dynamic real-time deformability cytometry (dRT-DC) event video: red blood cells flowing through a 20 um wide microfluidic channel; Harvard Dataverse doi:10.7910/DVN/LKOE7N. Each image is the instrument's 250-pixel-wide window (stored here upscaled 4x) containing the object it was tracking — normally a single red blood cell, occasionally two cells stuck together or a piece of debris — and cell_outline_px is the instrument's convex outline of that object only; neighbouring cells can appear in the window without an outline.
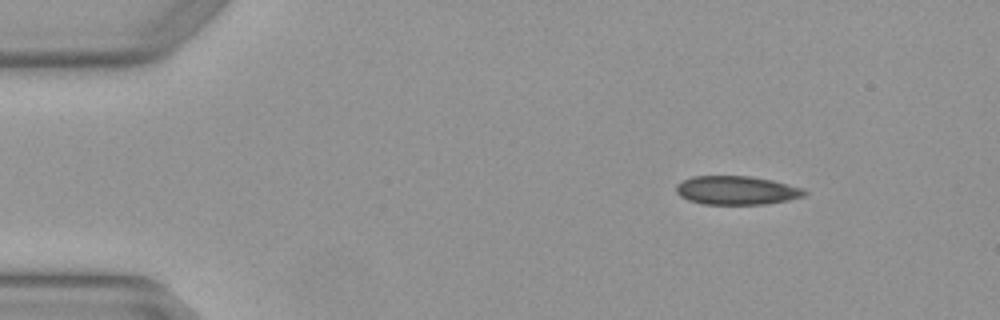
{"species": "Egyptian fruit bat (a non-hibernating species)", "species_latin": "Rousettus aegyptiacus", "temperature_condition": "warm", "stored_images_in_passage": 3, "camera_frame_rate_fps": 3000, "um_per_image_px": 0.085, "animal": {"sex": "female"}, "frame": {"image": 1, "passage_image": 1, "time_ms": 0.0, "image_size_px": [1000, 320], "cell_outline_px": [[808, 192], [804, 196], [788, 200], [764, 204], [704, 204], [688, 200], [680, 196], [676, 192], [676, 184], [692, 176], [752, 176], [772, 180], [804, 188]], "centroid_in_image_um": [62.62, 16.17], "position_along_channel_um": 22.4, "area_um2": 21.5}}
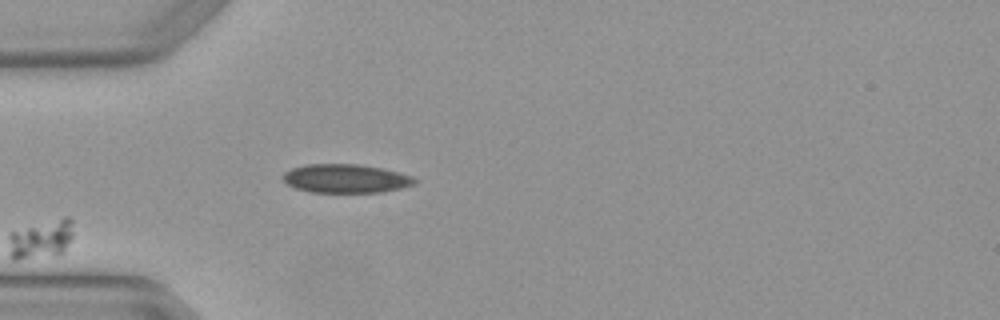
{"frame": {"image": 2, "passage_image": 3, "time_ms": 0.667, "image_size_px": [1000, 320], "cell_outline_px": [[420, 180], [416, 184], [384, 192], [308, 192], [296, 188], [288, 184], [280, 176], [284, 172], [292, 168], [304, 164], [356, 164], [384, 168], [412, 176]], "centroid_in_image_um": [29.41, 15.17], "position_along_channel_um": 55.6, "area_um2": 22.25}}